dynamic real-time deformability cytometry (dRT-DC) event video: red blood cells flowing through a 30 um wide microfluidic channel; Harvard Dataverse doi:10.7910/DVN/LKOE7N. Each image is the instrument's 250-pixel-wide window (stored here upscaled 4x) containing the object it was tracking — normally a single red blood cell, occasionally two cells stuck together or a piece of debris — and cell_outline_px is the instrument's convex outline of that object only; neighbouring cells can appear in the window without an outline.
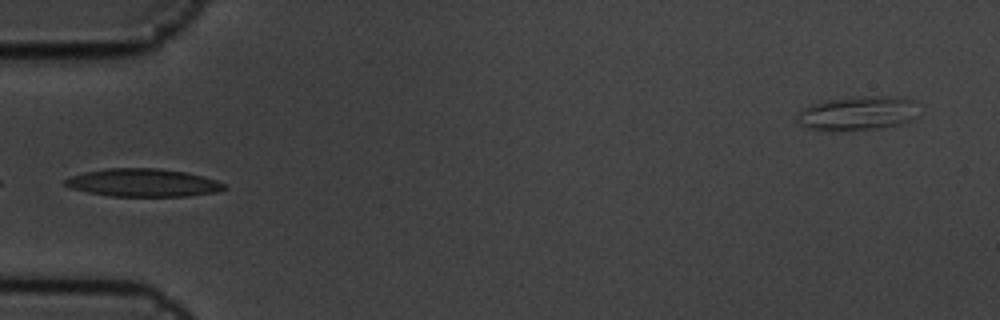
{"species": "common noctule bat (a hibernating species)", "species_latin": "Nyctalus noctula", "temperature_condition": "cold", "stored_images_in_passage": 9, "camera_frame_rate_fps": 3000, "um_per_image_px": 0.085, "animal": {"sex": "male", "body_mass_g": 19.5, "forearm_length_mm": 54.6}, "frame": {"image": 1, "passage_image": 4, "time_ms": 1.0, "image_size_px": [1000, 320], "cell_outline_px": [[228, 188], [216, 192], [188, 196], [108, 196], [88, 192], [72, 188], [64, 184], [64, 180], [72, 176], [84, 172], [108, 168], [156, 168], [184, 172], [216, 180], [224, 184]], "centroid_in_image_um": [12.16, 15.53], "position_along_channel_um": 72.8, "area_um2": 25.66}}
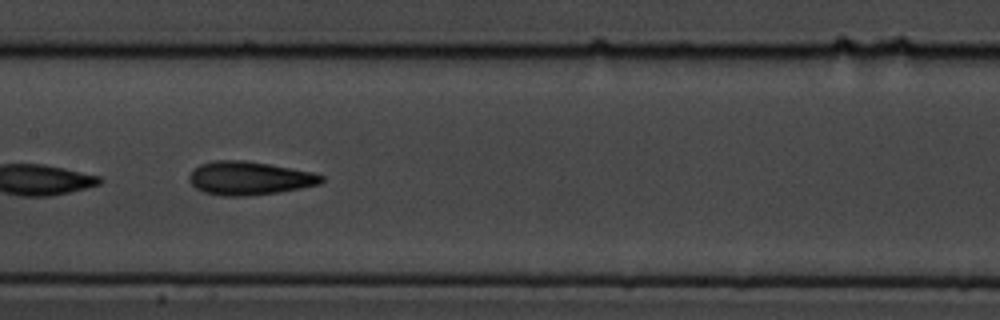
{"frame": {"image": 2, "passage_image": 7, "time_ms": 2.0, "image_size_px": [1000, 320], "cell_outline_px": [[324, 180], [320, 184], [300, 188], [276, 192], [248, 196], [220, 196], [204, 192], [196, 188], [188, 180], [188, 176], [200, 164], [212, 160], [244, 160], [268, 164], [312, 172], [324, 176]], "centroid_in_image_um": [21.17, 15.15], "position_along_channel_um": 186.2, "area_um2": 25.66}}
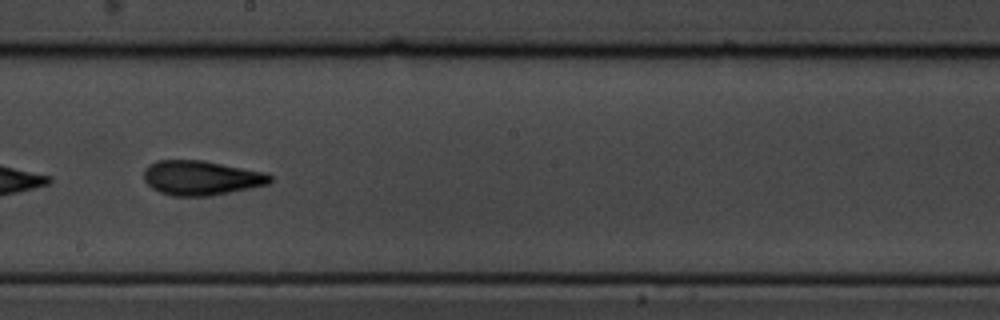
{"frame": {"image": 3, "passage_image": 8, "time_ms": 2.333, "image_size_px": [1000, 320], "cell_outline_px": [[272, 180], [268, 184], [208, 196], [172, 196], [160, 192], [152, 188], [144, 180], [144, 168], [148, 164], [156, 160], [204, 160], [264, 172], [272, 176]], "centroid_in_image_um": [17.06, 15.11], "position_along_channel_um": 231.1, "area_um2": 25.37}}